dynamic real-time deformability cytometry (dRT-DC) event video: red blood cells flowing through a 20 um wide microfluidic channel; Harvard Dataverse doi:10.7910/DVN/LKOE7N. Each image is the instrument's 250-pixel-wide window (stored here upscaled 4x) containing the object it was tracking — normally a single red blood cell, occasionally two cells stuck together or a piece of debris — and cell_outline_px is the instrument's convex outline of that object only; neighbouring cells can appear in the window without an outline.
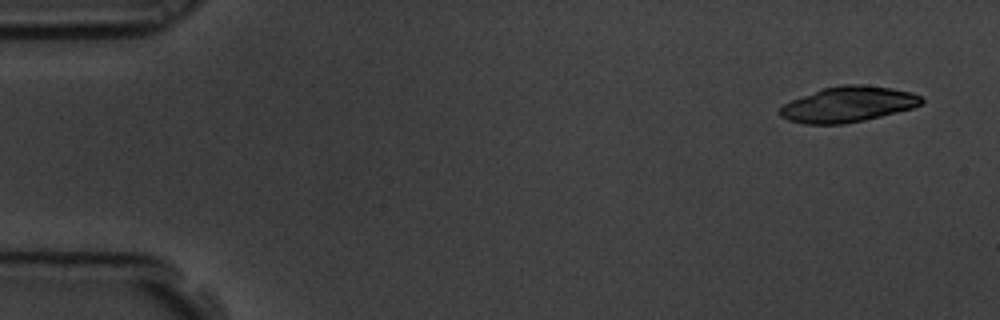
{"species": "common noctule bat (a hibernating species)", "species_latin": "Nyctalus noctula", "temperature_condition": "room temperature", "stored_images_in_passage": 6, "camera_frame_rate_fps": 3000, "um_per_image_px": 0.085, "animal": {"sex": "male", "body_mass_g": 19.5, "forearm_length_mm": 54.6}, "frame": {"image": 1, "passage_image": 1, "time_ms": 0.0, "image_size_px": [1000, 320], "cell_outline_px": [[924, 100], [920, 104], [912, 108], [864, 120], [844, 124], [804, 124], [788, 120], [780, 116], [780, 108], [784, 104], [792, 100], [820, 88], [840, 84], [864, 84], [892, 88], [912, 92], [920, 96]], "centroid_in_image_um": [72.07, 8.85], "position_along_channel_um": 12.9, "area_um2": 29.36}}